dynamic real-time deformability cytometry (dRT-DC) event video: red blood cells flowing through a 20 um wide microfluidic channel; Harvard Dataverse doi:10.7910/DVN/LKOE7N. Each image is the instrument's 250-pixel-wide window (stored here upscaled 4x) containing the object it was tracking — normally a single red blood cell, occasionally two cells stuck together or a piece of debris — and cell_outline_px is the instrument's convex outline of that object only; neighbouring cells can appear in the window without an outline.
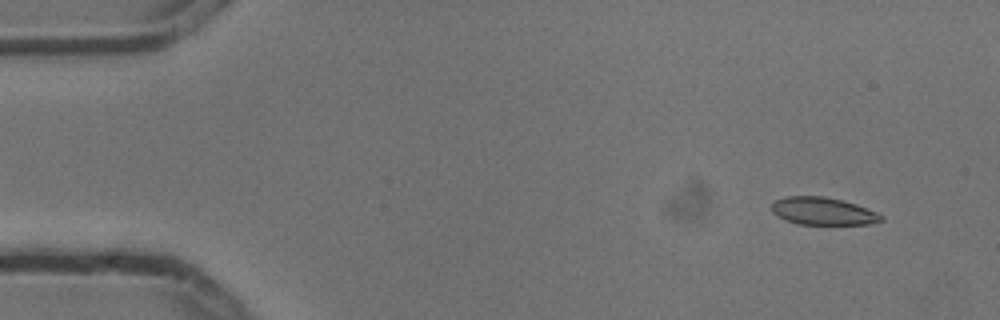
{"species": "common noctule bat (a hibernating species)", "species_latin": "Nyctalus noctula", "temperature_condition": "cold", "stored_images_in_passage": 4, "camera_frame_rate_fps": 3000, "um_per_image_px": 0.085, "animal": {"sex": "male", "body_mass_g": 13.3}, "frame": {"image": 1, "passage_image": 1, "time_ms": 0.0, "image_size_px": [1000, 320], "cell_outline_px": [[884, 220], [872, 224], [796, 224], [784, 220], [776, 216], [772, 212], [772, 204], [776, 200], [784, 196], [824, 196], [856, 204], [876, 212], [884, 216]], "centroid_in_image_um": [69.93, 17.95], "position_along_channel_um": 15.1, "area_um2": 17.69}}
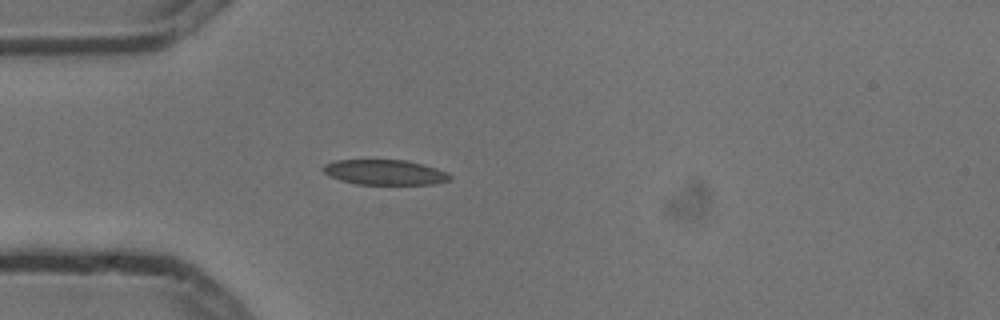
{"frame": {"image": 2, "passage_image": 4, "time_ms": 1.0, "image_size_px": [1000, 320], "cell_outline_px": [[452, 180], [436, 184], [356, 184], [340, 180], [328, 176], [320, 168], [324, 164], [336, 160], [404, 160], [424, 164], [448, 172], [452, 176]], "centroid_in_image_um": [32.72, 14.65], "position_along_channel_um": 52.3, "area_um2": 18.79}}